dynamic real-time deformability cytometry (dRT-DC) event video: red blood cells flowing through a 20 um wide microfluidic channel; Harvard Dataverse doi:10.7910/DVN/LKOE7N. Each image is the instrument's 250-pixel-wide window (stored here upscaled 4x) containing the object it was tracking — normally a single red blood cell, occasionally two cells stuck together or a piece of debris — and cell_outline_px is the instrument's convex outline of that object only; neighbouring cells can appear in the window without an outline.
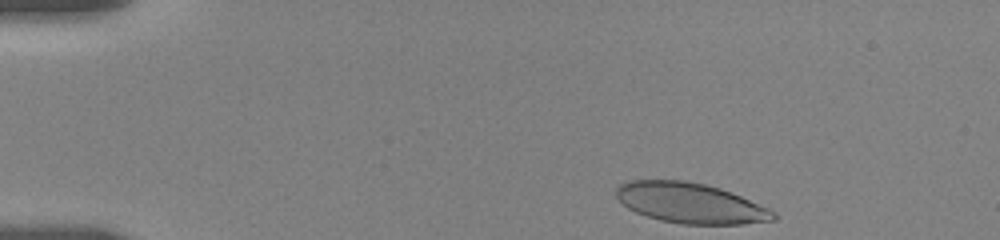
{"species": "human", "species_latin": "Homo sapiens", "temperature_condition": "room temperature", "stored_images_in_passage": 40, "camera_frame_rate_fps": 3000, "um_per_image_px": 0.085, "donor": {"sex": "female"}, "frame": {"image": 1, "passage_image": 1, "time_ms": 0.0, "image_size_px": [1000, 240], "cell_outline_px": [[776, 220], [744, 224], [680, 224], [660, 220], [636, 212], [628, 208], [616, 196], [616, 184], [628, 180], [684, 180], [704, 184], [720, 188], [740, 196], [768, 208], [776, 212]], "centroid_in_image_um": [58.66, 17.26], "position_along_channel_um": 26.3, "area_um2": 36.93}}
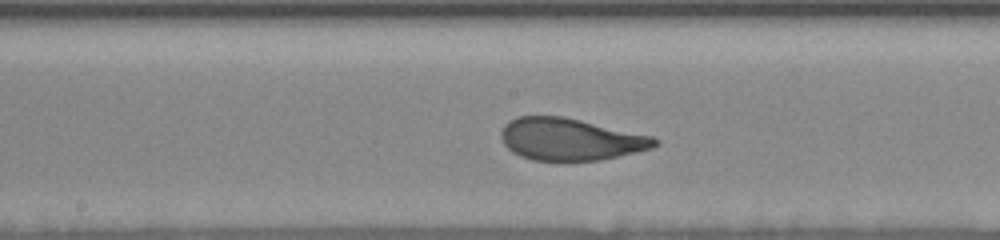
{"frame": {"image": 2, "passage_image": 22, "time_ms": 7.0, "image_size_px": [1000, 240], "cell_outline_px": [[660, 144], [652, 148], [636, 152], [600, 160], [572, 164], [564, 164], [532, 160], [520, 156], [512, 152], [504, 144], [500, 136], [500, 132], [504, 124], [508, 120], [516, 116], [560, 116], [652, 136], [660, 140]], "centroid_in_image_um": [48.44, 11.89], "position_along_channel_um": 199.8, "area_um2": 38.61}}
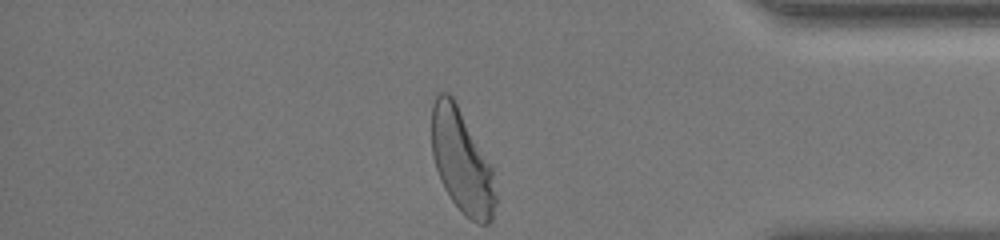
{"frame": {"image": 3, "passage_image": 40, "time_ms": 13.0, "image_size_px": [1000, 240], "cell_outline_px": [[496, 204], [492, 220], [488, 224], [480, 224], [464, 216], [460, 212], [444, 188], [440, 180], [432, 156], [432, 104], [436, 96], [440, 92], [448, 92], [452, 96], [492, 168], [496, 196]], "centroid_in_image_um": [39.24, 13.77], "position_along_channel_um": 396.0, "area_um2": 38.21}, "authors_computed_cell_mechanics": {"area_um2": 38.2636, "velocity_mm_per_s": 3.6211, "shape_relaxation_time_tau1_ms": 3.6859, "shape_relaxation_time_tau2_ms": 0.8686, "deformation_change_tau1": 0.1802, "deformation_change_tau2": 0.0635}}